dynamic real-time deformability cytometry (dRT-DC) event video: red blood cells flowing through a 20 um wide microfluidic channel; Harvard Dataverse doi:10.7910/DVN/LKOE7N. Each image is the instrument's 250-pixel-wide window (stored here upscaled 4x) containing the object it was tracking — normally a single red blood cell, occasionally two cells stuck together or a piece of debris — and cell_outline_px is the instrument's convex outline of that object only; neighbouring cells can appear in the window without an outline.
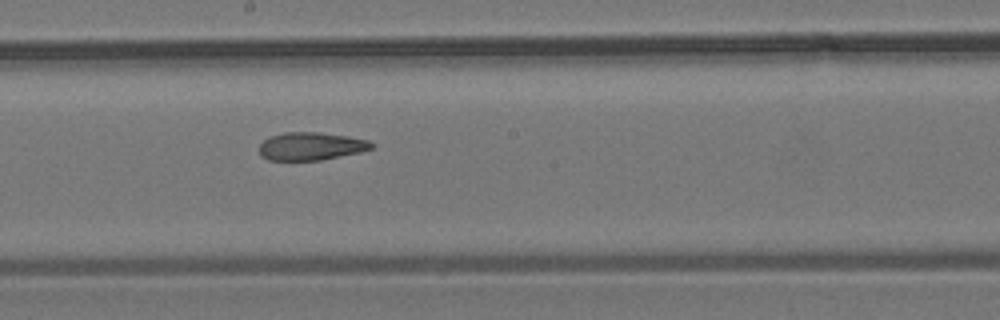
{"species": "common noctule bat (a hibernating species)", "species_latin": "Nyctalus noctula", "temperature_condition": "room temperature", "stored_images_in_passage": 8, "camera_frame_rate_fps": 3000, "um_per_image_px": 0.085, "animal": {"sex": "male", "body_mass_g": 19.2, "forearm_length_mm": 51.8}, "frame": {"image": 1, "passage_image": 8, "time_ms": 2.333, "image_size_px": [1000, 320], "cell_outline_px": [[376, 144], [372, 148], [360, 152], [320, 160], [268, 160], [260, 156], [260, 144], [264, 140], [272, 136], [284, 132], [320, 132], [348, 136], [368, 140]], "centroid_in_image_um": [26.44, 12.42], "position_along_channel_um": 221.8, "area_um2": 18.26}}